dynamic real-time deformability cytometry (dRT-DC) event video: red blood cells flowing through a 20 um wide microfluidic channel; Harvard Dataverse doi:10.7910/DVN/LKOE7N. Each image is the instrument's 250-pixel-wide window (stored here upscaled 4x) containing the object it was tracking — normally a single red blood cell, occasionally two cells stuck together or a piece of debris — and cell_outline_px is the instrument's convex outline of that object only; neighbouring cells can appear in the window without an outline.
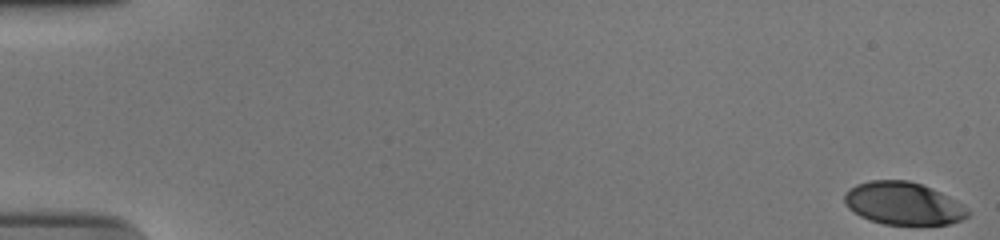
{"species": "human", "species_latin": "Homo sapiens", "temperature_condition": "cold", "stored_images_in_passage": 56, "camera_frame_rate_fps": 3000, "um_per_image_px": 0.085, "donor": {"sex": "male"}, "frame": {"image": 1, "passage_image": 1, "time_ms": 0.0, "image_size_px": [1000, 240], "cell_outline_px": [[972, 212], [964, 220], [948, 224], [884, 224], [868, 220], [852, 212], [844, 204], [844, 192], [848, 188], [856, 184], [868, 180], [908, 180], [932, 188], [964, 204]], "centroid_in_image_um": [76.77, 17.29], "position_along_channel_um": 8.2, "area_um2": 31.1}}
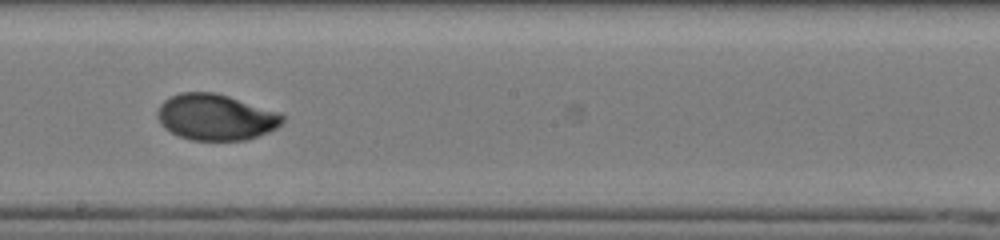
{"frame": {"image": 2, "passage_image": 33, "time_ms": 10.667, "image_size_px": [1000, 240], "cell_outline_px": [[284, 120], [276, 128], [268, 132], [248, 140], [192, 140], [180, 136], [164, 128], [160, 124], [156, 116], [156, 112], [160, 104], [168, 96], [180, 92], [212, 92], [228, 96], [280, 112], [284, 116]], "centroid_in_image_um": [18.31, 9.95], "position_along_channel_um": 229.9, "area_um2": 33.76}}
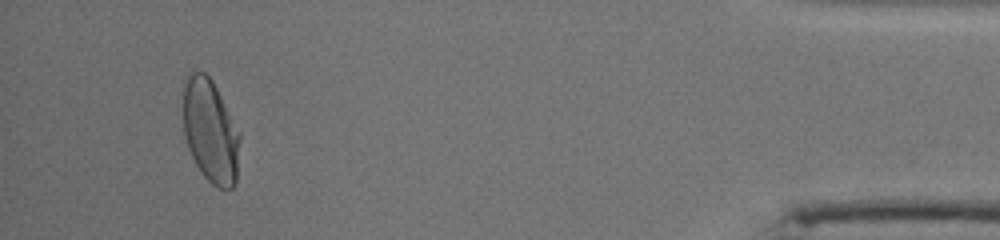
{"frame": {"image": 3, "passage_image": 53, "time_ms": 17.333, "image_size_px": [1000, 240], "cell_outline_px": [[240, 140], [236, 184], [232, 188], [216, 188], [200, 172], [188, 148], [184, 136], [184, 80], [192, 72], [204, 72], [212, 80], [240, 132]], "centroid_in_image_um": [17.9, 11.18], "position_along_channel_um": 417.3, "area_um2": 34.1}, "authors_computed_cell_mechanics": {"area_um2": 33.3506, "velocity_mm_per_s": 3.7432, "shape_relaxation_time_tau1_ms": 4.3823, "shape_relaxation_time_tau2_ms": 0.8836, "deformation_change_tau1": 0.185, "deformation_change_tau2": 0.0324}}